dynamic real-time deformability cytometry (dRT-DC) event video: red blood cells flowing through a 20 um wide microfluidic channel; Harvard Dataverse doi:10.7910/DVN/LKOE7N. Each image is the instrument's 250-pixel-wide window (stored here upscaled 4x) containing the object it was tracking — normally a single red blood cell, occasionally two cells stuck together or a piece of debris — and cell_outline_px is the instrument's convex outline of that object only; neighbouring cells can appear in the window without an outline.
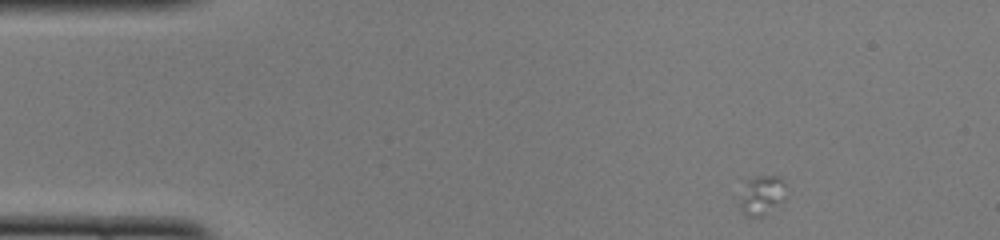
{"species": "common noctule bat (a hibernating species)", "species_latin": "Nyctalus noctula", "temperature_condition": "cold", "stored_images_in_passage": 10, "camera_frame_rate_fps": 3000, "um_per_image_px": 0.085, "animal": {"sex": "female", "body_mass_g": 22.0, "forearm_length_mm": 56.7}, "frame": {"image": 1, "passage_image": 1, "time_ms": 0.0, "image_size_px": [1000, 240], "cell_outline_px": [[784, 200], [764, 216], [744, 216], [740, 212], [740, 200], [748, 180], [756, 176], [780, 176], [784, 184]], "centroid_in_image_um": [64.75, 16.62], "position_along_channel_um": 20.2, "area_um2": 10.46}}